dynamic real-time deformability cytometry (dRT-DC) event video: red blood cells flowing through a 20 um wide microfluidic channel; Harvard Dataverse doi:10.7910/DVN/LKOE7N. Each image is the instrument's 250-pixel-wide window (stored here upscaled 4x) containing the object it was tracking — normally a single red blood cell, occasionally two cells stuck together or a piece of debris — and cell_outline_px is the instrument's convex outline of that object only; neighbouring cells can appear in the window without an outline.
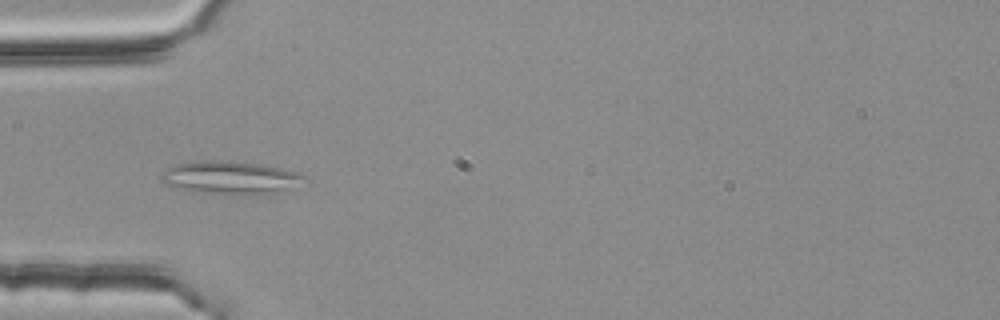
{"species": "common noctule bat (a hibernating species)", "species_latin": "Nyctalus noctula", "temperature_condition": "room temperature", "stored_images_in_passage": 4, "camera_frame_rate_fps": 3000, "um_per_image_px": 0.085, "animal": {"sex": "female", "body_mass_g": 25.1}, "frame": {"image": 1, "passage_image": 3, "time_ms": 0.667, "image_size_px": [1000, 320], "cell_outline_px": [[308, 180], [272, 192], [256, 196], [204, 192], [180, 188], [164, 184], [160, 180], [160, 172], [176, 164], [208, 160], [220, 160], [264, 164], [296, 172], [304, 176]], "centroid_in_image_um": [19.54, 15.09], "position_along_channel_um": 65.5, "area_um2": 27.11}}
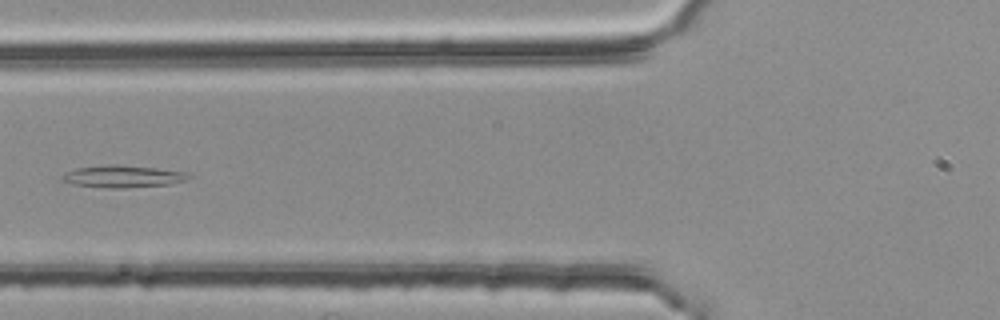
{"frame": {"image": 2, "passage_image": 4, "time_ms": 1.0, "image_size_px": [1000, 320], "cell_outline_px": [[192, 176], [184, 180], [168, 184], [124, 188], [108, 188], [72, 184], [64, 180], [64, 176], [68, 172], [76, 168], [112, 164], [156, 168], [184, 172]], "centroid_in_image_um": [10.46, 15.0], "position_along_channel_um": 115.3, "area_um2": 15.84}}